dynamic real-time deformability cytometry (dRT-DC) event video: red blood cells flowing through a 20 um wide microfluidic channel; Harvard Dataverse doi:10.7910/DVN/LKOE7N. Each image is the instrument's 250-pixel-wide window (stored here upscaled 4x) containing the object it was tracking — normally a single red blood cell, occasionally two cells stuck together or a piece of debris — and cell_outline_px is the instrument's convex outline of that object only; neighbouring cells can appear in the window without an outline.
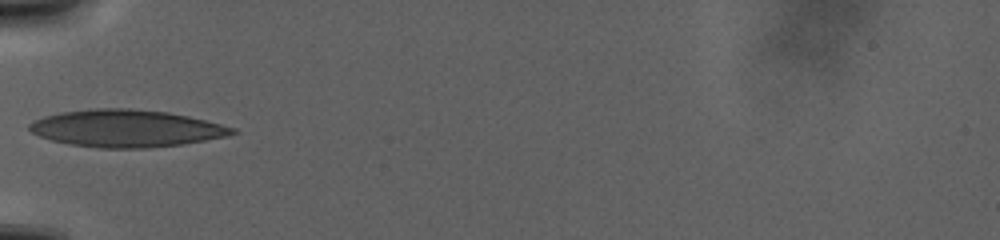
{"species": "human", "species_latin": "Homo sapiens", "temperature_condition": "warm", "stored_images_in_passage": 47, "camera_frame_rate_fps": 3000, "um_per_image_px": 0.085, "donor": {"sex": "male"}, "frame": {"image": 1, "passage_image": 1, "time_ms": 0.0, "image_size_px": [1000, 240], "cell_outline_px": [[240, 132], [228, 136], [184, 144], [148, 148], [100, 148], [68, 144], [52, 140], [40, 136], [32, 132], [28, 128], [28, 124], [32, 120], [44, 116], [60, 112], [96, 108], [128, 108], [168, 112], [188, 116], [236, 128]], "centroid_in_image_um": [10.73, 10.91], "position_along_channel_um": 74.3, "area_um2": 44.22}}
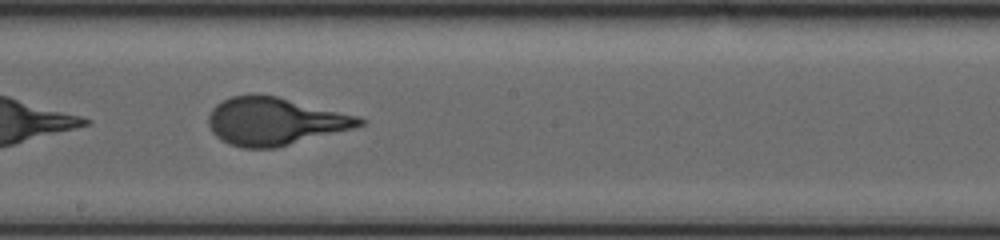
{"frame": {"image": 2, "passage_image": 26, "time_ms": 8.333, "image_size_px": [1000, 240], "cell_outline_px": [[368, 120], [364, 124], [352, 128], [276, 148], [240, 148], [228, 144], [220, 140], [212, 132], [208, 124], [208, 116], [212, 108], [216, 104], [232, 96], [252, 92], [276, 96], [360, 116]], "centroid_in_image_um": [23.32, 10.3], "position_along_channel_um": 224.9, "area_um2": 42.25}}
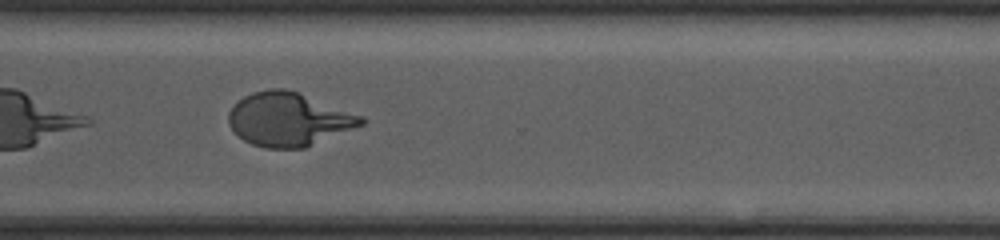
{"frame": {"image": 3, "passage_image": 46, "time_ms": 15.0, "image_size_px": [1000, 240], "cell_outline_px": [[364, 124], [304, 148], [264, 148], [252, 144], [244, 140], [228, 124], [228, 112], [244, 96], [252, 92], [268, 88], [284, 88], [296, 92], [364, 116]], "centroid_in_image_um": [24.52, 10.14], "position_along_channel_um": 346.1, "area_um2": 40.92}}